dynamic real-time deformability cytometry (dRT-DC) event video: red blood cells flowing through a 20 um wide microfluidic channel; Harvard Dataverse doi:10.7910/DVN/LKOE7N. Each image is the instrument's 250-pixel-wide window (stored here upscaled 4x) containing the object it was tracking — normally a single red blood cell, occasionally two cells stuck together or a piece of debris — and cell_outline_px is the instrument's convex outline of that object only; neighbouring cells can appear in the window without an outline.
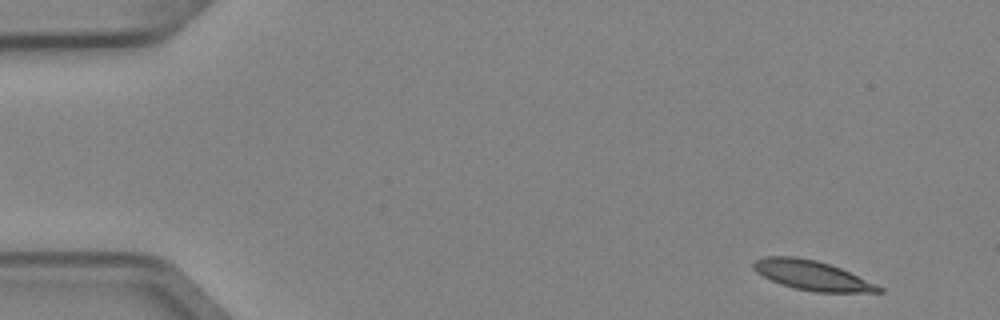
{"species": "Egyptian fruit bat (a non-hibernating species)", "species_latin": "Rousettus aegyptiacus", "temperature_condition": "cold", "stored_images_in_passage": 4, "camera_frame_rate_fps": 3000, "um_per_image_px": 0.085, "animal": {"sex": "female"}, "frame": {"image": 1, "passage_image": 1, "time_ms": 0.0, "image_size_px": [1000, 320], "cell_outline_px": [[884, 292], [816, 292], [796, 288], [780, 284], [756, 272], [752, 268], [752, 264], [756, 260], [764, 256], [796, 256], [816, 260], [840, 268], [876, 284], [884, 288]], "centroid_in_image_um": [69.0, 23.4], "position_along_channel_um": 16.0, "area_um2": 21.39}}